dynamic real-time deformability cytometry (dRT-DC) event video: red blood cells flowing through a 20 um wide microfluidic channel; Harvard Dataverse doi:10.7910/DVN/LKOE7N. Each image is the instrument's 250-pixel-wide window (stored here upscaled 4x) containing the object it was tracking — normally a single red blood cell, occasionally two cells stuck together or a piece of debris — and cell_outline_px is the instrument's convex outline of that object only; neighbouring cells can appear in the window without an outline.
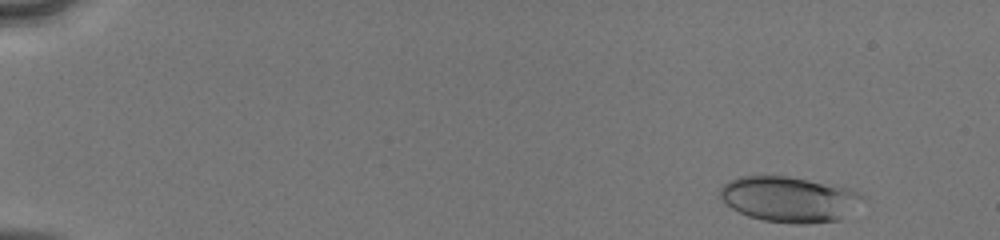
{"species": "human", "species_latin": "Homo sapiens", "temperature_condition": "cold", "stored_images_in_passage": 48, "camera_frame_rate_fps": 3000, "um_per_image_px": 0.085, "donor": {"sex": "male"}, "frame": {"image": 1, "passage_image": 2, "time_ms": 0.333, "image_size_px": [1000, 240], "cell_outline_px": [[868, 200], [840, 220], [808, 224], [796, 224], [764, 220], [748, 216], [732, 208], [720, 196], [720, 188], [728, 180], [740, 176], [788, 176], [836, 184], [848, 188], [864, 196]], "centroid_in_image_um": [67.16, 16.93], "position_along_channel_um": 17.8, "area_um2": 38.21}}
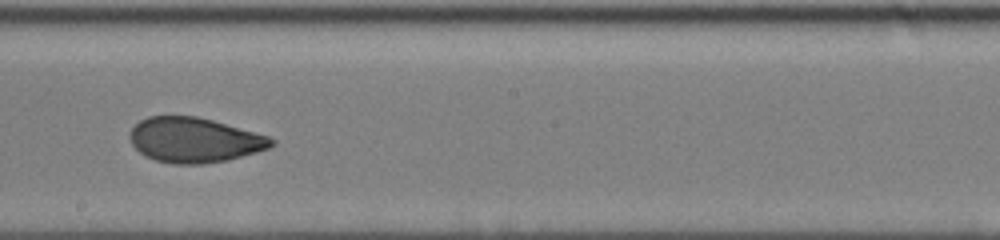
{"frame": {"image": 2, "passage_image": 28, "time_ms": 9.0, "image_size_px": [1000, 240], "cell_outline_px": [[276, 144], [268, 148], [256, 152], [228, 160], [204, 164], [172, 164], [156, 160], [144, 156], [132, 144], [128, 136], [132, 128], [140, 120], [148, 116], [196, 116], [212, 120], [268, 136], [276, 140]], "centroid_in_image_um": [16.51, 11.91], "position_along_channel_um": 231.7, "area_um2": 37.05}}
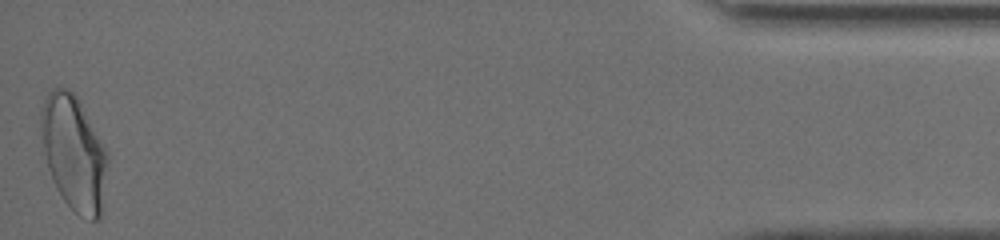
{"frame": {"image": 3, "passage_image": 48, "time_ms": 15.667, "image_size_px": [1000, 240], "cell_outline_px": [[108, 160], [100, 220], [92, 220], [80, 216], [64, 200], [56, 188], [52, 180], [48, 168], [44, 152], [40, 120], [40, 112], [44, 100], [48, 92], [52, 88], [68, 88], [80, 100], [104, 144], [108, 156]], "centroid_in_image_um": [6.28, 12.97], "position_along_channel_um": 428.9, "area_um2": 44.51}, "authors_computed_cell_mechanics": {"area_um2": 37.3388, "velocity_mm_per_s": 4.1104, "shape_relaxation_time_tau1_ms": 6.6646, "shape_relaxation_time_tau2_ms": 1.1687, "deformation_change_tau1": 0.1883, "deformation_change_tau2": 0.067}}